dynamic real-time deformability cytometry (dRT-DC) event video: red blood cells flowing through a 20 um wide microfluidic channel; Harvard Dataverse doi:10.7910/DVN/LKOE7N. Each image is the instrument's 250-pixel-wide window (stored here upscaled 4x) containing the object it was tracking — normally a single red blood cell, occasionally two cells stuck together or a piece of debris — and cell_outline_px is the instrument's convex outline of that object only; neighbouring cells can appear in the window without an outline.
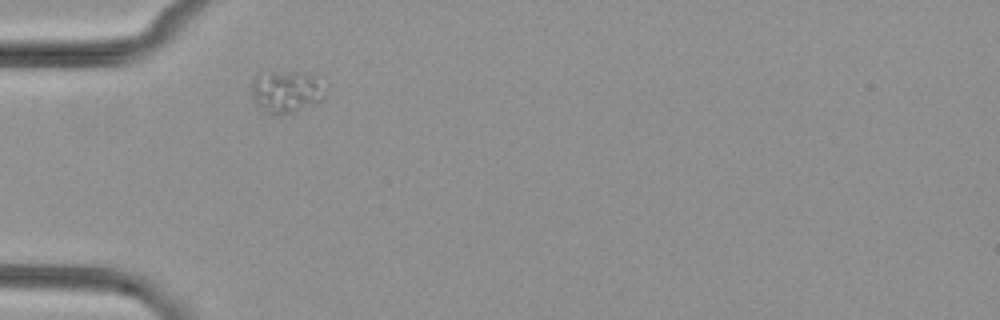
{"species": "common noctule bat (a hibernating species)", "species_latin": "Nyctalus noctula", "temperature_condition": "cold", "stored_images_in_passage": 2, "camera_frame_rate_fps": 3000, "um_per_image_px": 0.085, "animal": {"sex": "female", "body_mass_g": 29.2, "forearm_length_mm": 56.3}, "frame": {"image": 1, "passage_image": 1, "time_ms": 0.0, "image_size_px": [1000, 320], "cell_outline_px": [[324, 96], [320, 100], [292, 112], [280, 116], [268, 116], [256, 104], [252, 96], [252, 80], [256, 72], [268, 68], [316, 72]], "centroid_in_image_um": [24.23, 7.69], "position_along_channel_um": 60.8, "area_um2": 19.25}}
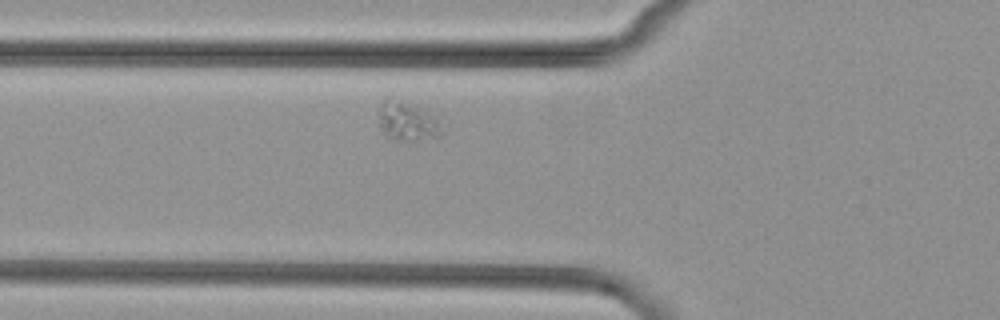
{"frame": {"image": 2, "passage_image": 2, "time_ms": 1.0, "image_size_px": [1000, 320], "cell_outline_px": [[448, 124], [440, 136], [412, 140], [392, 140], [384, 136], [380, 128], [376, 112], [384, 96], [388, 96], [420, 108], [428, 112]], "centroid_in_image_um": [34.61, 10.3], "position_along_channel_um": 91.2, "area_um2": 15.14}}